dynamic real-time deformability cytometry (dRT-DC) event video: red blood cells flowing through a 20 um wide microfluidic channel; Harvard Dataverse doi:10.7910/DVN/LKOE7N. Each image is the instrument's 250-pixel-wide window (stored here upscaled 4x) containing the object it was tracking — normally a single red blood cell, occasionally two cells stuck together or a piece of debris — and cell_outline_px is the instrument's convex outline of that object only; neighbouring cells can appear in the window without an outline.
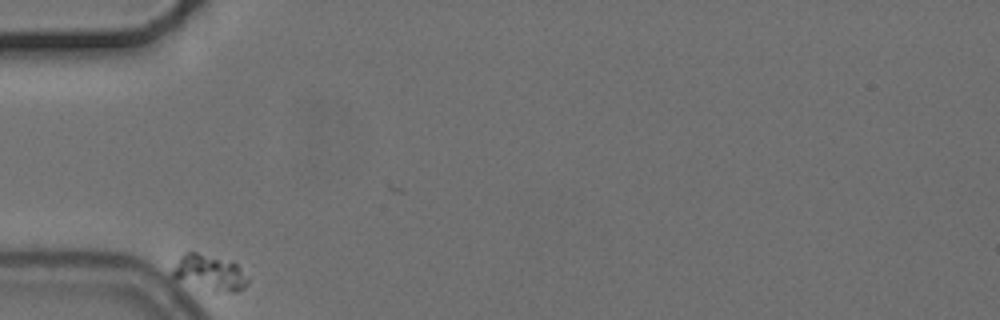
{"species": "common noctule bat (a hibernating species)", "species_latin": "Nyctalus noctula", "temperature_condition": "cold", "stored_images_in_passage": 4, "camera_frame_rate_fps": 3000, "um_per_image_px": 0.085, "animal": {"sex": "female", "body_mass_g": 24.6, "forearm_length_mm": 56.2}, "frame": {"image": 1, "passage_image": 1, "time_ms": 0.0, "image_size_px": [1000, 320], "cell_outline_px": [[248, 284], [244, 288], [236, 292], [228, 292], [176, 280], [172, 276], [172, 272], [180, 256], [188, 252], [196, 252], [236, 264], [240, 268], [248, 280]], "centroid_in_image_um": [17.81, 23.17], "position_along_channel_um": 67.2, "area_um2": 14.8}}
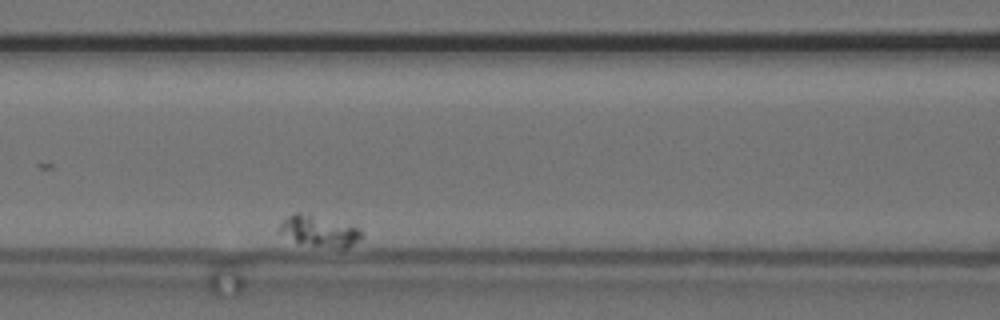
{"frame": {"image": 2, "passage_image": 4, "time_ms": 3.333, "image_size_px": [1000, 320], "cell_outline_px": [[364, 236], [360, 240], [348, 248], [340, 248], [312, 244], [296, 240], [280, 232], [280, 224], [288, 216], [296, 212], [308, 212], [360, 228]], "centroid_in_image_um": [27.22, 19.6], "position_along_channel_um": 139.4, "area_um2": 14.57}}